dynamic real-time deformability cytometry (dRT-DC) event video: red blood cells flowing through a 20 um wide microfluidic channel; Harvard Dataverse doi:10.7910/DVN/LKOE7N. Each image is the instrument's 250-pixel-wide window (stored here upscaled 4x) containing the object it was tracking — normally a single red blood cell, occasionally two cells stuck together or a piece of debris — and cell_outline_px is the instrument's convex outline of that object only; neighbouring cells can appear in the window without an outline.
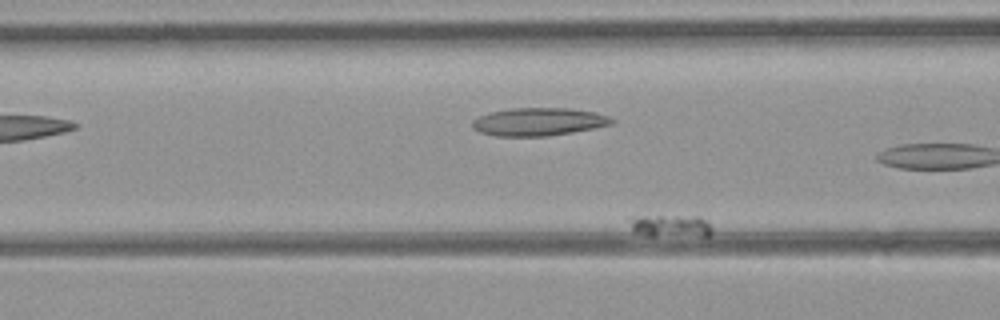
{"species": "common noctule bat (a hibernating species)", "species_latin": "Nyctalus noctula", "temperature_condition": "room temperature", "stored_images_in_passage": 30, "camera_frame_rate_fps": 3000, "um_per_image_px": 0.085, "animal": {"sex": "female", "body_mass_g": 21.9}, "frame": {"image": 1, "passage_image": 16, "time_ms": 5.0, "image_size_px": [1000, 320], "cell_outline_px": [[712, 232], [708, 236], [644, 236], [632, 232], [628, 216], [700, 216], [708, 220], [712, 228]], "centroid_in_image_um": [56.98, 19.2], "position_along_channel_um": 109.6, "area_um2": 11.21}}